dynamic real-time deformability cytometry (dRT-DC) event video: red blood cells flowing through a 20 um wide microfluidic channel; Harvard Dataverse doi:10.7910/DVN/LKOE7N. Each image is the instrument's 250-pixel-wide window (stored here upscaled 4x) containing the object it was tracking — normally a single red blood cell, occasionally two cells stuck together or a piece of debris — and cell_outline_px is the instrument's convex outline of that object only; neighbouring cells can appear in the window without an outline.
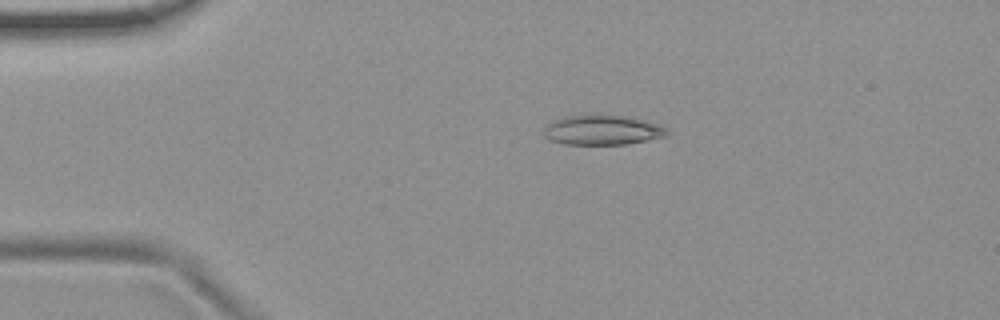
{"species": "common noctule bat (a hibernating species)", "species_latin": "Nyctalus noctula", "temperature_condition": "room temperature", "stored_images_in_passage": 9, "camera_frame_rate_fps": 3000, "um_per_image_px": 0.085, "animal": {"sex": "female", "body_mass_g": 19.9}, "frame": {"image": 1, "passage_image": 2, "time_ms": 0.333, "image_size_px": [1000, 320], "cell_outline_px": [[668, 136], [628, 144], [564, 144], [548, 140], [544, 136], [544, 128], [552, 120], [564, 116], [628, 116], [644, 120], [656, 124], [664, 128], [668, 132]], "centroid_in_image_um": [51.17, 11.07], "position_along_channel_um": 33.8, "area_um2": 21.15}}
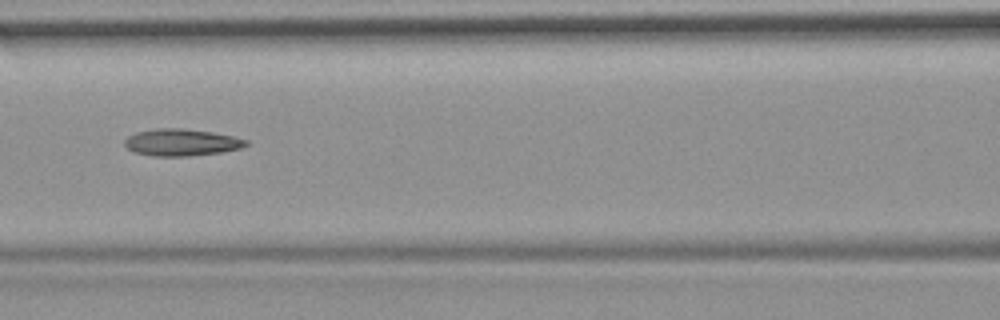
{"frame": {"image": 2, "passage_image": 6, "time_ms": 1.667, "image_size_px": [1000, 320], "cell_outline_px": [[248, 144], [240, 148], [220, 152], [188, 156], [152, 156], [132, 152], [124, 144], [124, 140], [128, 136], [136, 132], [156, 128], [180, 128], [212, 132], [232, 136], [248, 140]], "centroid_in_image_um": [15.38, 12.1], "position_along_channel_um": 151.2, "area_um2": 19.02}}
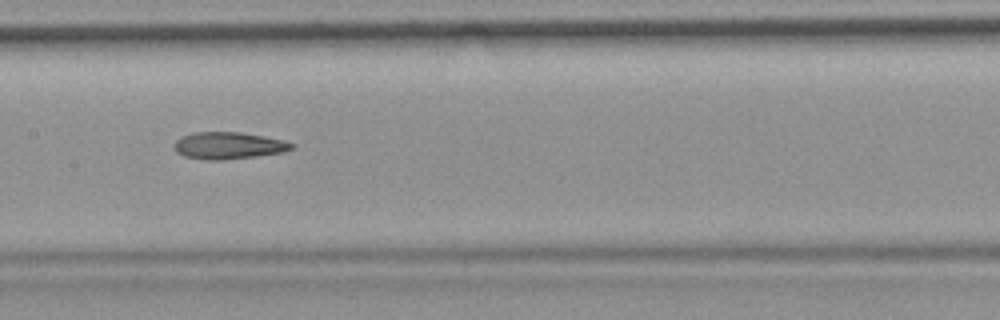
{"frame": {"image": 3, "passage_image": 7, "time_ms": 2.0, "image_size_px": [1000, 320], "cell_outline_px": [[296, 144], [292, 148], [280, 152], [256, 156], [224, 160], [208, 160], [184, 156], [176, 152], [172, 148], [172, 144], [176, 140], [192, 132], [240, 132], [264, 136], [284, 140]], "centroid_in_image_um": [19.38, 12.37], "position_along_channel_um": 188.0, "area_um2": 18.5}}